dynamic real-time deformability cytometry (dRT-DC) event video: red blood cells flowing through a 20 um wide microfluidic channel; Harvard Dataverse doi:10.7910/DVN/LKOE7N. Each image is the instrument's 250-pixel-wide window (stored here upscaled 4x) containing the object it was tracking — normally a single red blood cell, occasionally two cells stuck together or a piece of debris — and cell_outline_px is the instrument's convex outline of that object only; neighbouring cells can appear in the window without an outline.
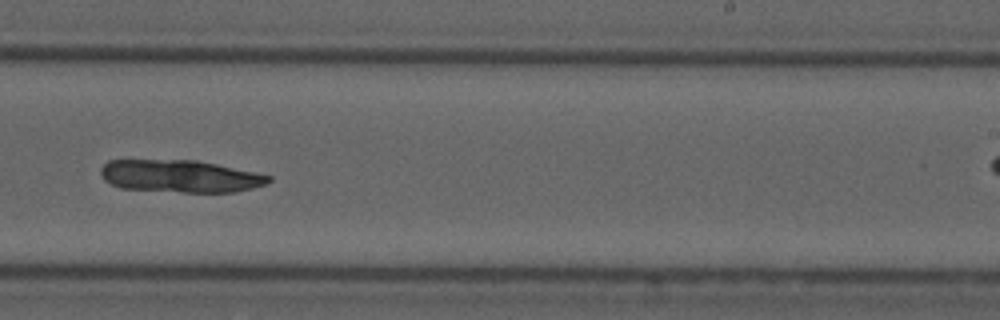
{"species": "common noctule bat (a hibernating species)", "species_latin": "Nyctalus noctula", "temperature_condition": "cold", "stored_images_in_passage": 49, "camera_frame_rate_fps": 3000, "um_per_image_px": 0.085, "animal": {"sex": "male", "forearm_length_mm": 52.5}, "frame": {"image": 1, "passage_image": 28, "time_ms": 9.0, "image_size_px": [1000, 320], "cell_outline_px": [[272, 180], [264, 184], [252, 188], [236, 192], [184, 192], [120, 188], [104, 180], [100, 176], [100, 168], [108, 160], [196, 160], [216, 164], [272, 176]], "centroid_in_image_um": [15.27, 14.97], "position_along_channel_um": 273.7, "area_um2": 31.62}}